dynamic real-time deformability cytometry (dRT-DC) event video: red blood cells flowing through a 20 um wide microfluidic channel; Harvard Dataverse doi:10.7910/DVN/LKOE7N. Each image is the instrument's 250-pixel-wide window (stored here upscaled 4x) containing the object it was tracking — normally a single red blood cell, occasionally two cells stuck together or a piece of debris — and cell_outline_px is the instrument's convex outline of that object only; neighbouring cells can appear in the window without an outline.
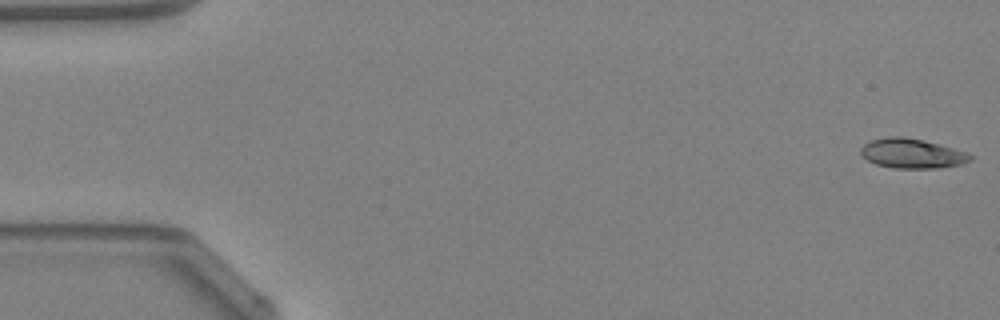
{"species": "Egyptian fruit bat (a non-hibernating species)", "species_latin": "Rousettus aegyptiacus", "temperature_condition": "warm", "stored_images_in_passage": 48, "camera_frame_rate_fps": 3000, "um_per_image_px": 0.085, "animal": {"sex": "female"}, "frame": {"image": 1, "passage_image": 1, "time_ms": 0.0, "image_size_px": [1000, 320], "cell_outline_px": [[972, 160], [964, 164], [940, 168], [896, 168], [876, 164], [860, 156], [860, 148], [864, 144], [872, 140], [892, 136], [900, 136], [924, 140], [940, 144], [968, 152], [972, 156]], "centroid_in_image_um": [77.55, 13.05], "position_along_channel_um": 7.4, "area_um2": 19.07}}
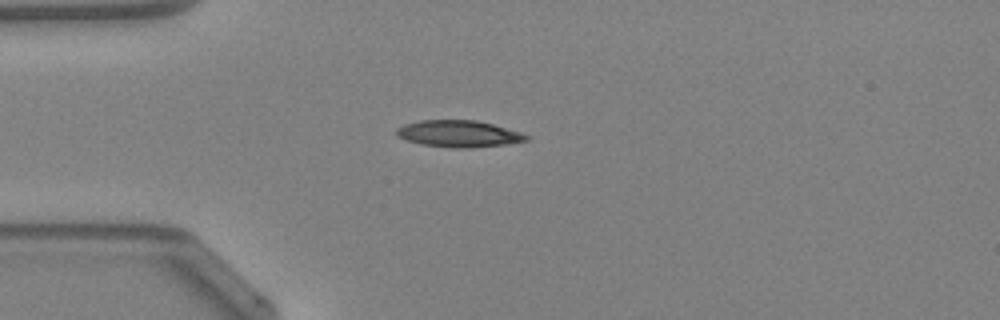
{"frame": {"image": 2, "passage_image": 13, "time_ms": 4.0, "image_size_px": [1000, 320], "cell_outline_px": [[532, 136], [528, 140], [504, 144], [468, 148], [452, 148], [420, 144], [396, 136], [396, 128], [404, 124], [420, 120], [476, 120], [492, 124], [520, 132]], "centroid_in_image_um": [38.97, 11.36], "position_along_channel_um": 46.0, "area_um2": 20.17}}
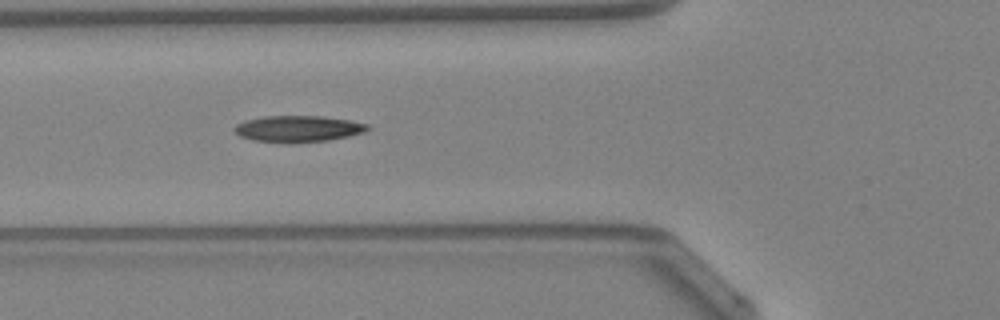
{"frame": {"image": 3, "passage_image": 18, "time_ms": 5.667, "image_size_px": [1000, 320], "cell_outline_px": [[372, 128], [364, 132], [348, 136], [328, 140], [252, 140], [240, 136], [236, 132], [236, 124], [248, 120], [264, 116], [324, 116], [348, 120], [368, 124]], "centroid_in_image_um": [25.41, 10.9], "position_along_channel_um": 100.4, "area_um2": 19.42}, "authors_computed_cell_mechanics": {"area_um2": 19.363, "velocity_mm_per_s": 4.2913, "shape_relaxation_time_tau1_ms": 9.2096, "shape_relaxation_time_tau2_ms": 6.4415, "deformation_change_tau1": 0.2495, "deformation_change_tau2": 0.1713}}